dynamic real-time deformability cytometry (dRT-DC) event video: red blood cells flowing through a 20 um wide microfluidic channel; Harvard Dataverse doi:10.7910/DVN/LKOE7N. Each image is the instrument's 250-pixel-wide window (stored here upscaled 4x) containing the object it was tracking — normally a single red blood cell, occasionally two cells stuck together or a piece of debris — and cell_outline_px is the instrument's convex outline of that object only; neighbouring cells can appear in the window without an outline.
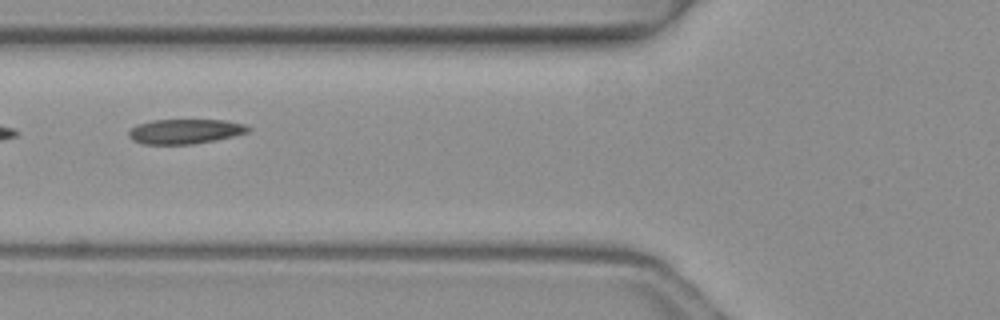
{"species": "common noctule bat (a hibernating species)", "species_latin": "Nyctalus noctula", "temperature_condition": "warm", "stored_images_in_passage": 4, "camera_frame_rate_fps": 3000, "um_per_image_px": 0.085, "animal": {"sex": "female", "body_mass_g": 19.3, "forearm_length_mm": 54.1}, "frame": {"image": 1, "passage_image": 3, "time_ms": 0.667, "image_size_px": [1000, 320], "cell_outline_px": [[252, 128], [248, 132], [216, 140], [192, 144], [144, 144], [132, 140], [128, 136], [128, 132], [136, 124], [152, 120], [228, 120], [244, 124]], "centroid_in_image_um": [15.72, 11.16], "position_along_channel_um": 110.1, "area_um2": 17.28}}
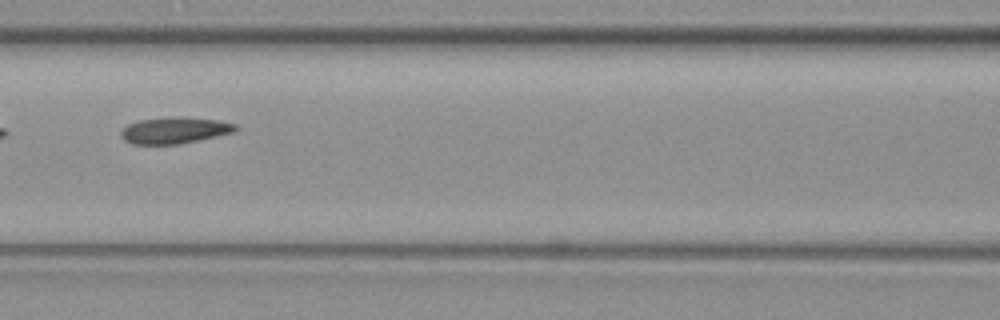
{"frame": {"image": 2, "passage_image": 4, "time_ms": 1.0, "image_size_px": [1000, 320], "cell_outline_px": [[240, 128], [232, 132], [216, 136], [180, 144], [132, 144], [124, 140], [120, 132], [128, 124], [140, 120], [176, 116], [216, 120], [236, 124]], "centroid_in_image_um": [14.84, 11.08], "position_along_channel_um": 151.8, "area_um2": 17.46}}